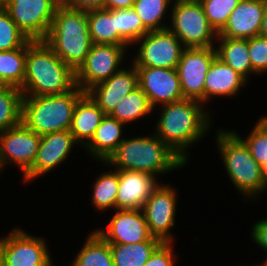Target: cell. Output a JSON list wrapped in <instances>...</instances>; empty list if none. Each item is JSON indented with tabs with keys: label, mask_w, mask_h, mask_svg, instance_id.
Here are the masks:
<instances>
[{
	"label": "cell",
	"mask_w": 267,
	"mask_h": 266,
	"mask_svg": "<svg viewBox=\"0 0 267 266\" xmlns=\"http://www.w3.org/2000/svg\"><path fill=\"white\" fill-rule=\"evenodd\" d=\"M161 107L162 113L160 112L157 118L153 132L188 163L190 157L187 151L206 135L208 129L210 131L213 125L211 116L205 105L191 99L164 104Z\"/></svg>",
	"instance_id": "6da1fadb"
},
{
	"label": "cell",
	"mask_w": 267,
	"mask_h": 266,
	"mask_svg": "<svg viewBox=\"0 0 267 266\" xmlns=\"http://www.w3.org/2000/svg\"><path fill=\"white\" fill-rule=\"evenodd\" d=\"M75 86V71L44 40L26 44V74L20 88L23 96L59 95Z\"/></svg>",
	"instance_id": "7a4b0ae2"
},
{
	"label": "cell",
	"mask_w": 267,
	"mask_h": 266,
	"mask_svg": "<svg viewBox=\"0 0 267 266\" xmlns=\"http://www.w3.org/2000/svg\"><path fill=\"white\" fill-rule=\"evenodd\" d=\"M102 163L108 168L145 172L157 178L187 164L155 133L124 138L109 159Z\"/></svg>",
	"instance_id": "3957f363"
},
{
	"label": "cell",
	"mask_w": 267,
	"mask_h": 266,
	"mask_svg": "<svg viewBox=\"0 0 267 266\" xmlns=\"http://www.w3.org/2000/svg\"><path fill=\"white\" fill-rule=\"evenodd\" d=\"M44 42L65 64L76 71L93 45L87 11L72 9L60 3Z\"/></svg>",
	"instance_id": "277c9868"
},
{
	"label": "cell",
	"mask_w": 267,
	"mask_h": 266,
	"mask_svg": "<svg viewBox=\"0 0 267 266\" xmlns=\"http://www.w3.org/2000/svg\"><path fill=\"white\" fill-rule=\"evenodd\" d=\"M216 144L230 182L244 200H257L267 192L261 165L252 157L248 147L232 130H217ZM260 194V195H259Z\"/></svg>",
	"instance_id": "5b68a950"
},
{
	"label": "cell",
	"mask_w": 267,
	"mask_h": 266,
	"mask_svg": "<svg viewBox=\"0 0 267 266\" xmlns=\"http://www.w3.org/2000/svg\"><path fill=\"white\" fill-rule=\"evenodd\" d=\"M85 93L76 85L59 95L23 96L21 122L41 136L69 130L75 106Z\"/></svg>",
	"instance_id": "8992f818"
},
{
	"label": "cell",
	"mask_w": 267,
	"mask_h": 266,
	"mask_svg": "<svg viewBox=\"0 0 267 266\" xmlns=\"http://www.w3.org/2000/svg\"><path fill=\"white\" fill-rule=\"evenodd\" d=\"M171 8L168 28L184 48L216 47L218 33L208 22L202 4L174 0Z\"/></svg>",
	"instance_id": "52a82bcc"
},
{
	"label": "cell",
	"mask_w": 267,
	"mask_h": 266,
	"mask_svg": "<svg viewBox=\"0 0 267 266\" xmlns=\"http://www.w3.org/2000/svg\"><path fill=\"white\" fill-rule=\"evenodd\" d=\"M134 45L138 46L136 56L132 59L136 67L177 69L182 51L185 49L169 28L148 31Z\"/></svg>",
	"instance_id": "ba28073f"
},
{
	"label": "cell",
	"mask_w": 267,
	"mask_h": 266,
	"mask_svg": "<svg viewBox=\"0 0 267 266\" xmlns=\"http://www.w3.org/2000/svg\"><path fill=\"white\" fill-rule=\"evenodd\" d=\"M131 45L93 44L85 61L75 71V82L87 92L119 71Z\"/></svg>",
	"instance_id": "9c48e42d"
},
{
	"label": "cell",
	"mask_w": 267,
	"mask_h": 266,
	"mask_svg": "<svg viewBox=\"0 0 267 266\" xmlns=\"http://www.w3.org/2000/svg\"><path fill=\"white\" fill-rule=\"evenodd\" d=\"M60 0H7L5 10L30 40H44Z\"/></svg>",
	"instance_id": "30bf717a"
},
{
	"label": "cell",
	"mask_w": 267,
	"mask_h": 266,
	"mask_svg": "<svg viewBox=\"0 0 267 266\" xmlns=\"http://www.w3.org/2000/svg\"><path fill=\"white\" fill-rule=\"evenodd\" d=\"M41 135L27 128L22 122L0 132V173L6 165H17L24 175L33 165Z\"/></svg>",
	"instance_id": "8fae6325"
},
{
	"label": "cell",
	"mask_w": 267,
	"mask_h": 266,
	"mask_svg": "<svg viewBox=\"0 0 267 266\" xmlns=\"http://www.w3.org/2000/svg\"><path fill=\"white\" fill-rule=\"evenodd\" d=\"M177 192L169 184L159 183L142 208L150 234L162 243L174 242L170 229L176 221Z\"/></svg>",
	"instance_id": "7c38bea8"
},
{
	"label": "cell",
	"mask_w": 267,
	"mask_h": 266,
	"mask_svg": "<svg viewBox=\"0 0 267 266\" xmlns=\"http://www.w3.org/2000/svg\"><path fill=\"white\" fill-rule=\"evenodd\" d=\"M216 57L215 47L185 48L182 51L177 72L184 99L196 100L204 105L205 78Z\"/></svg>",
	"instance_id": "4fadbf2b"
},
{
	"label": "cell",
	"mask_w": 267,
	"mask_h": 266,
	"mask_svg": "<svg viewBox=\"0 0 267 266\" xmlns=\"http://www.w3.org/2000/svg\"><path fill=\"white\" fill-rule=\"evenodd\" d=\"M138 85L147 95L151 107L181 101V91L177 69L160 67H136Z\"/></svg>",
	"instance_id": "5bb4252c"
},
{
	"label": "cell",
	"mask_w": 267,
	"mask_h": 266,
	"mask_svg": "<svg viewBox=\"0 0 267 266\" xmlns=\"http://www.w3.org/2000/svg\"><path fill=\"white\" fill-rule=\"evenodd\" d=\"M109 244L159 240L150 234L142 209H115L107 228L94 230Z\"/></svg>",
	"instance_id": "9a60e30c"
},
{
	"label": "cell",
	"mask_w": 267,
	"mask_h": 266,
	"mask_svg": "<svg viewBox=\"0 0 267 266\" xmlns=\"http://www.w3.org/2000/svg\"><path fill=\"white\" fill-rule=\"evenodd\" d=\"M76 144L79 145L70 130L42 135L36 159L32 167L23 175V181L31 182L58 167L65 162Z\"/></svg>",
	"instance_id": "2e32d148"
},
{
	"label": "cell",
	"mask_w": 267,
	"mask_h": 266,
	"mask_svg": "<svg viewBox=\"0 0 267 266\" xmlns=\"http://www.w3.org/2000/svg\"><path fill=\"white\" fill-rule=\"evenodd\" d=\"M47 243L25 230L13 228L6 236L3 266H41L50 258Z\"/></svg>",
	"instance_id": "e0dca14e"
},
{
	"label": "cell",
	"mask_w": 267,
	"mask_h": 266,
	"mask_svg": "<svg viewBox=\"0 0 267 266\" xmlns=\"http://www.w3.org/2000/svg\"><path fill=\"white\" fill-rule=\"evenodd\" d=\"M129 68H121L109 79H106L87 91L105 115H110L123 97L132 92L138 85V71L131 62Z\"/></svg>",
	"instance_id": "ac0fdd59"
},
{
	"label": "cell",
	"mask_w": 267,
	"mask_h": 266,
	"mask_svg": "<svg viewBox=\"0 0 267 266\" xmlns=\"http://www.w3.org/2000/svg\"><path fill=\"white\" fill-rule=\"evenodd\" d=\"M157 180V177L145 172L119 170L115 209H142L158 186Z\"/></svg>",
	"instance_id": "d6986e66"
},
{
	"label": "cell",
	"mask_w": 267,
	"mask_h": 266,
	"mask_svg": "<svg viewBox=\"0 0 267 266\" xmlns=\"http://www.w3.org/2000/svg\"><path fill=\"white\" fill-rule=\"evenodd\" d=\"M265 10V0H240L218 36L250 39L259 35Z\"/></svg>",
	"instance_id": "ffe728a7"
},
{
	"label": "cell",
	"mask_w": 267,
	"mask_h": 266,
	"mask_svg": "<svg viewBox=\"0 0 267 266\" xmlns=\"http://www.w3.org/2000/svg\"><path fill=\"white\" fill-rule=\"evenodd\" d=\"M247 85V81L233 68L216 57L206 74L204 84V104L214 96L233 97L239 94L240 89ZM208 101V102H207Z\"/></svg>",
	"instance_id": "44dd1931"
},
{
	"label": "cell",
	"mask_w": 267,
	"mask_h": 266,
	"mask_svg": "<svg viewBox=\"0 0 267 266\" xmlns=\"http://www.w3.org/2000/svg\"><path fill=\"white\" fill-rule=\"evenodd\" d=\"M124 126L116 118L105 115L91 140L84 146L85 150L98 162H106L124 140Z\"/></svg>",
	"instance_id": "7402d4cb"
},
{
	"label": "cell",
	"mask_w": 267,
	"mask_h": 266,
	"mask_svg": "<svg viewBox=\"0 0 267 266\" xmlns=\"http://www.w3.org/2000/svg\"><path fill=\"white\" fill-rule=\"evenodd\" d=\"M104 116V112L87 92L78 100L69 130L81 147L91 140Z\"/></svg>",
	"instance_id": "603a6c76"
},
{
	"label": "cell",
	"mask_w": 267,
	"mask_h": 266,
	"mask_svg": "<svg viewBox=\"0 0 267 266\" xmlns=\"http://www.w3.org/2000/svg\"><path fill=\"white\" fill-rule=\"evenodd\" d=\"M88 29L93 44L130 45L118 32L116 10L87 11Z\"/></svg>",
	"instance_id": "cb8c5ba5"
},
{
	"label": "cell",
	"mask_w": 267,
	"mask_h": 266,
	"mask_svg": "<svg viewBox=\"0 0 267 266\" xmlns=\"http://www.w3.org/2000/svg\"><path fill=\"white\" fill-rule=\"evenodd\" d=\"M217 42L219 43L215 47L217 57L248 82L249 76L255 74L249 58L248 39H232L218 36Z\"/></svg>",
	"instance_id": "d4e9b609"
},
{
	"label": "cell",
	"mask_w": 267,
	"mask_h": 266,
	"mask_svg": "<svg viewBox=\"0 0 267 266\" xmlns=\"http://www.w3.org/2000/svg\"><path fill=\"white\" fill-rule=\"evenodd\" d=\"M71 266H114L110 244L97 232L88 235Z\"/></svg>",
	"instance_id": "484cf974"
},
{
	"label": "cell",
	"mask_w": 267,
	"mask_h": 266,
	"mask_svg": "<svg viewBox=\"0 0 267 266\" xmlns=\"http://www.w3.org/2000/svg\"><path fill=\"white\" fill-rule=\"evenodd\" d=\"M161 243L147 240L136 244H110L114 266H144Z\"/></svg>",
	"instance_id": "4316f807"
},
{
	"label": "cell",
	"mask_w": 267,
	"mask_h": 266,
	"mask_svg": "<svg viewBox=\"0 0 267 266\" xmlns=\"http://www.w3.org/2000/svg\"><path fill=\"white\" fill-rule=\"evenodd\" d=\"M152 111L154 109L151 107L147 95L138 86L121 99L110 116L127 125L138 119L143 120V117L153 113Z\"/></svg>",
	"instance_id": "83f0119b"
},
{
	"label": "cell",
	"mask_w": 267,
	"mask_h": 266,
	"mask_svg": "<svg viewBox=\"0 0 267 266\" xmlns=\"http://www.w3.org/2000/svg\"><path fill=\"white\" fill-rule=\"evenodd\" d=\"M26 74V45L15 50L0 51V82L21 88Z\"/></svg>",
	"instance_id": "f1b7e54d"
},
{
	"label": "cell",
	"mask_w": 267,
	"mask_h": 266,
	"mask_svg": "<svg viewBox=\"0 0 267 266\" xmlns=\"http://www.w3.org/2000/svg\"><path fill=\"white\" fill-rule=\"evenodd\" d=\"M22 98V91L17 87H0V132L21 123Z\"/></svg>",
	"instance_id": "f546056e"
},
{
	"label": "cell",
	"mask_w": 267,
	"mask_h": 266,
	"mask_svg": "<svg viewBox=\"0 0 267 266\" xmlns=\"http://www.w3.org/2000/svg\"><path fill=\"white\" fill-rule=\"evenodd\" d=\"M94 182L91 201L96 210H115V201L119 186V170L101 173Z\"/></svg>",
	"instance_id": "4dcf8cb0"
},
{
	"label": "cell",
	"mask_w": 267,
	"mask_h": 266,
	"mask_svg": "<svg viewBox=\"0 0 267 266\" xmlns=\"http://www.w3.org/2000/svg\"><path fill=\"white\" fill-rule=\"evenodd\" d=\"M172 1L174 0H135L132 8L148 31L163 30L169 27L164 23V18L167 11L171 12Z\"/></svg>",
	"instance_id": "1f68e13d"
},
{
	"label": "cell",
	"mask_w": 267,
	"mask_h": 266,
	"mask_svg": "<svg viewBox=\"0 0 267 266\" xmlns=\"http://www.w3.org/2000/svg\"><path fill=\"white\" fill-rule=\"evenodd\" d=\"M116 24L119 34L130 44L145 35L148 30L133 8L116 10Z\"/></svg>",
	"instance_id": "d6a6232c"
},
{
	"label": "cell",
	"mask_w": 267,
	"mask_h": 266,
	"mask_svg": "<svg viewBox=\"0 0 267 266\" xmlns=\"http://www.w3.org/2000/svg\"><path fill=\"white\" fill-rule=\"evenodd\" d=\"M248 147L252 157L261 165L267 159V116L256 121L255 126L247 137L240 136L237 130H232Z\"/></svg>",
	"instance_id": "836d02e7"
},
{
	"label": "cell",
	"mask_w": 267,
	"mask_h": 266,
	"mask_svg": "<svg viewBox=\"0 0 267 266\" xmlns=\"http://www.w3.org/2000/svg\"><path fill=\"white\" fill-rule=\"evenodd\" d=\"M30 39L18 28L4 9L0 11V51L24 47Z\"/></svg>",
	"instance_id": "e575fe53"
},
{
	"label": "cell",
	"mask_w": 267,
	"mask_h": 266,
	"mask_svg": "<svg viewBox=\"0 0 267 266\" xmlns=\"http://www.w3.org/2000/svg\"><path fill=\"white\" fill-rule=\"evenodd\" d=\"M239 2L240 0H204L201 4L208 22L219 33Z\"/></svg>",
	"instance_id": "d590c367"
},
{
	"label": "cell",
	"mask_w": 267,
	"mask_h": 266,
	"mask_svg": "<svg viewBox=\"0 0 267 266\" xmlns=\"http://www.w3.org/2000/svg\"><path fill=\"white\" fill-rule=\"evenodd\" d=\"M249 58L253 72L263 74L267 72V37L257 35L248 39Z\"/></svg>",
	"instance_id": "8d00e7d4"
},
{
	"label": "cell",
	"mask_w": 267,
	"mask_h": 266,
	"mask_svg": "<svg viewBox=\"0 0 267 266\" xmlns=\"http://www.w3.org/2000/svg\"><path fill=\"white\" fill-rule=\"evenodd\" d=\"M176 256L172 243H161L144 266H175Z\"/></svg>",
	"instance_id": "74e56055"
},
{
	"label": "cell",
	"mask_w": 267,
	"mask_h": 266,
	"mask_svg": "<svg viewBox=\"0 0 267 266\" xmlns=\"http://www.w3.org/2000/svg\"><path fill=\"white\" fill-rule=\"evenodd\" d=\"M251 239L257 246L267 252V218L257 221L252 226ZM267 262V258L265 260Z\"/></svg>",
	"instance_id": "f35d334b"
},
{
	"label": "cell",
	"mask_w": 267,
	"mask_h": 266,
	"mask_svg": "<svg viewBox=\"0 0 267 266\" xmlns=\"http://www.w3.org/2000/svg\"><path fill=\"white\" fill-rule=\"evenodd\" d=\"M60 2L72 9L90 11L104 7V0H60Z\"/></svg>",
	"instance_id": "ab89813d"
},
{
	"label": "cell",
	"mask_w": 267,
	"mask_h": 266,
	"mask_svg": "<svg viewBox=\"0 0 267 266\" xmlns=\"http://www.w3.org/2000/svg\"><path fill=\"white\" fill-rule=\"evenodd\" d=\"M135 0H104L105 9L119 10V9H131Z\"/></svg>",
	"instance_id": "60d3db41"
},
{
	"label": "cell",
	"mask_w": 267,
	"mask_h": 266,
	"mask_svg": "<svg viewBox=\"0 0 267 266\" xmlns=\"http://www.w3.org/2000/svg\"><path fill=\"white\" fill-rule=\"evenodd\" d=\"M259 35L267 37V0H265V10H264L263 19L261 22Z\"/></svg>",
	"instance_id": "b9f144b4"
},
{
	"label": "cell",
	"mask_w": 267,
	"mask_h": 266,
	"mask_svg": "<svg viewBox=\"0 0 267 266\" xmlns=\"http://www.w3.org/2000/svg\"><path fill=\"white\" fill-rule=\"evenodd\" d=\"M5 240H6V236L0 238V266H3Z\"/></svg>",
	"instance_id": "7bdbcfd3"
},
{
	"label": "cell",
	"mask_w": 267,
	"mask_h": 266,
	"mask_svg": "<svg viewBox=\"0 0 267 266\" xmlns=\"http://www.w3.org/2000/svg\"><path fill=\"white\" fill-rule=\"evenodd\" d=\"M261 172L264 180L267 183V159H265V161L261 164Z\"/></svg>",
	"instance_id": "ee69618b"
},
{
	"label": "cell",
	"mask_w": 267,
	"mask_h": 266,
	"mask_svg": "<svg viewBox=\"0 0 267 266\" xmlns=\"http://www.w3.org/2000/svg\"><path fill=\"white\" fill-rule=\"evenodd\" d=\"M6 1L7 0H0V11L6 8Z\"/></svg>",
	"instance_id": "f6af8a7d"
},
{
	"label": "cell",
	"mask_w": 267,
	"mask_h": 266,
	"mask_svg": "<svg viewBox=\"0 0 267 266\" xmlns=\"http://www.w3.org/2000/svg\"><path fill=\"white\" fill-rule=\"evenodd\" d=\"M181 1L201 4L204 0H181Z\"/></svg>",
	"instance_id": "bcb514c9"
},
{
	"label": "cell",
	"mask_w": 267,
	"mask_h": 266,
	"mask_svg": "<svg viewBox=\"0 0 267 266\" xmlns=\"http://www.w3.org/2000/svg\"><path fill=\"white\" fill-rule=\"evenodd\" d=\"M41 266H54L52 263V258H50L45 264H43Z\"/></svg>",
	"instance_id": "7dc6e473"
},
{
	"label": "cell",
	"mask_w": 267,
	"mask_h": 266,
	"mask_svg": "<svg viewBox=\"0 0 267 266\" xmlns=\"http://www.w3.org/2000/svg\"><path fill=\"white\" fill-rule=\"evenodd\" d=\"M252 266H267V262L263 261L262 264L260 265H252Z\"/></svg>",
	"instance_id": "c3c4849f"
}]
</instances>
